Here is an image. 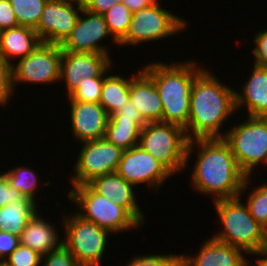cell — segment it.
I'll return each instance as SVG.
<instances>
[{
	"label": "cell",
	"instance_id": "6da1fadb",
	"mask_svg": "<svg viewBox=\"0 0 267 266\" xmlns=\"http://www.w3.org/2000/svg\"><path fill=\"white\" fill-rule=\"evenodd\" d=\"M197 147V148H195ZM197 152L191 184L194 191L205 196L213 195L212 201L235 198L249 189L250 178L238 166L230 146L223 138H199L188 141L186 168L189 158Z\"/></svg>",
	"mask_w": 267,
	"mask_h": 266
},
{
	"label": "cell",
	"instance_id": "7a4b0ae2",
	"mask_svg": "<svg viewBox=\"0 0 267 266\" xmlns=\"http://www.w3.org/2000/svg\"><path fill=\"white\" fill-rule=\"evenodd\" d=\"M235 91L205 68L194 78L187 139L223 138L224 122L236 113Z\"/></svg>",
	"mask_w": 267,
	"mask_h": 266
},
{
	"label": "cell",
	"instance_id": "3957f363",
	"mask_svg": "<svg viewBox=\"0 0 267 266\" xmlns=\"http://www.w3.org/2000/svg\"><path fill=\"white\" fill-rule=\"evenodd\" d=\"M177 63L152 61V63L143 65L142 69L153 79L161 98L162 122L175 124L185 129L190 116L192 84L194 78L205 67L198 65L195 60Z\"/></svg>",
	"mask_w": 267,
	"mask_h": 266
},
{
	"label": "cell",
	"instance_id": "277c9868",
	"mask_svg": "<svg viewBox=\"0 0 267 266\" xmlns=\"http://www.w3.org/2000/svg\"><path fill=\"white\" fill-rule=\"evenodd\" d=\"M241 198L240 195L213 201L223 230L211 237L244 250L248 256L255 255L258 258L267 244V230L251 216Z\"/></svg>",
	"mask_w": 267,
	"mask_h": 266
},
{
	"label": "cell",
	"instance_id": "5b68a950",
	"mask_svg": "<svg viewBox=\"0 0 267 266\" xmlns=\"http://www.w3.org/2000/svg\"><path fill=\"white\" fill-rule=\"evenodd\" d=\"M67 198L77 205L75 212L79 216L112 234L141 226L123 207L99 195L88 184L73 186Z\"/></svg>",
	"mask_w": 267,
	"mask_h": 266
},
{
	"label": "cell",
	"instance_id": "8992f818",
	"mask_svg": "<svg viewBox=\"0 0 267 266\" xmlns=\"http://www.w3.org/2000/svg\"><path fill=\"white\" fill-rule=\"evenodd\" d=\"M188 141L182 127L154 122L141 129L139 145L174 175L186 168Z\"/></svg>",
	"mask_w": 267,
	"mask_h": 266
},
{
	"label": "cell",
	"instance_id": "52a82bcc",
	"mask_svg": "<svg viewBox=\"0 0 267 266\" xmlns=\"http://www.w3.org/2000/svg\"><path fill=\"white\" fill-rule=\"evenodd\" d=\"M63 245L81 266H101L108 245V230L87 221L76 212L62 216ZM65 231V232H64Z\"/></svg>",
	"mask_w": 267,
	"mask_h": 266
},
{
	"label": "cell",
	"instance_id": "ba28073f",
	"mask_svg": "<svg viewBox=\"0 0 267 266\" xmlns=\"http://www.w3.org/2000/svg\"><path fill=\"white\" fill-rule=\"evenodd\" d=\"M223 132L240 169L251 176L260 163L267 165V118L247 116Z\"/></svg>",
	"mask_w": 267,
	"mask_h": 266
},
{
	"label": "cell",
	"instance_id": "9c48e42d",
	"mask_svg": "<svg viewBox=\"0 0 267 266\" xmlns=\"http://www.w3.org/2000/svg\"><path fill=\"white\" fill-rule=\"evenodd\" d=\"M160 5L157 0L150 7L132 13L129 29L118 46H136L144 42L163 40L187 29L186 20Z\"/></svg>",
	"mask_w": 267,
	"mask_h": 266
},
{
	"label": "cell",
	"instance_id": "30bf717a",
	"mask_svg": "<svg viewBox=\"0 0 267 266\" xmlns=\"http://www.w3.org/2000/svg\"><path fill=\"white\" fill-rule=\"evenodd\" d=\"M61 59L59 44L41 42L32 53L12 65L13 88L18 83L48 85L60 82Z\"/></svg>",
	"mask_w": 267,
	"mask_h": 266
},
{
	"label": "cell",
	"instance_id": "8fae6325",
	"mask_svg": "<svg viewBox=\"0 0 267 266\" xmlns=\"http://www.w3.org/2000/svg\"><path fill=\"white\" fill-rule=\"evenodd\" d=\"M74 166L73 186L90 183L94 178L116 172L123 150L105 138L82 143Z\"/></svg>",
	"mask_w": 267,
	"mask_h": 266
},
{
	"label": "cell",
	"instance_id": "7c38bea8",
	"mask_svg": "<svg viewBox=\"0 0 267 266\" xmlns=\"http://www.w3.org/2000/svg\"><path fill=\"white\" fill-rule=\"evenodd\" d=\"M82 9V0H47L34 30L42 42L61 45L71 34Z\"/></svg>",
	"mask_w": 267,
	"mask_h": 266
},
{
	"label": "cell",
	"instance_id": "4fadbf2b",
	"mask_svg": "<svg viewBox=\"0 0 267 266\" xmlns=\"http://www.w3.org/2000/svg\"><path fill=\"white\" fill-rule=\"evenodd\" d=\"M116 172L134 186L145 184L156 190L173 176L157 159L140 145L124 150ZM163 183V184H162ZM159 187V188H158Z\"/></svg>",
	"mask_w": 267,
	"mask_h": 266
},
{
	"label": "cell",
	"instance_id": "5bb4252c",
	"mask_svg": "<svg viewBox=\"0 0 267 266\" xmlns=\"http://www.w3.org/2000/svg\"><path fill=\"white\" fill-rule=\"evenodd\" d=\"M109 36L113 43L119 45L110 33L104 16L83 8L71 34L60 46L62 51L66 52L100 53L110 56L107 46L100 43Z\"/></svg>",
	"mask_w": 267,
	"mask_h": 266
},
{
	"label": "cell",
	"instance_id": "9a60e30c",
	"mask_svg": "<svg viewBox=\"0 0 267 266\" xmlns=\"http://www.w3.org/2000/svg\"><path fill=\"white\" fill-rule=\"evenodd\" d=\"M110 56L100 53L62 51L60 82H65L67 96L87 77H105L113 67Z\"/></svg>",
	"mask_w": 267,
	"mask_h": 266
},
{
	"label": "cell",
	"instance_id": "2e32d148",
	"mask_svg": "<svg viewBox=\"0 0 267 266\" xmlns=\"http://www.w3.org/2000/svg\"><path fill=\"white\" fill-rule=\"evenodd\" d=\"M68 102L73 137L82 143L103 139L110 117L105 109L99 103Z\"/></svg>",
	"mask_w": 267,
	"mask_h": 266
},
{
	"label": "cell",
	"instance_id": "e0dca14e",
	"mask_svg": "<svg viewBox=\"0 0 267 266\" xmlns=\"http://www.w3.org/2000/svg\"><path fill=\"white\" fill-rule=\"evenodd\" d=\"M88 185L99 195L123 207L141 226L144 224L146 217L136 200L135 186L117 172L94 178Z\"/></svg>",
	"mask_w": 267,
	"mask_h": 266
},
{
	"label": "cell",
	"instance_id": "ac0fdd59",
	"mask_svg": "<svg viewBox=\"0 0 267 266\" xmlns=\"http://www.w3.org/2000/svg\"><path fill=\"white\" fill-rule=\"evenodd\" d=\"M238 247L208 238L195 255H181V266H246L250 260Z\"/></svg>",
	"mask_w": 267,
	"mask_h": 266
},
{
	"label": "cell",
	"instance_id": "d6986e66",
	"mask_svg": "<svg viewBox=\"0 0 267 266\" xmlns=\"http://www.w3.org/2000/svg\"><path fill=\"white\" fill-rule=\"evenodd\" d=\"M129 99L146 123L162 122L161 98L153 79L143 69L131 77Z\"/></svg>",
	"mask_w": 267,
	"mask_h": 266
},
{
	"label": "cell",
	"instance_id": "ffe728a7",
	"mask_svg": "<svg viewBox=\"0 0 267 266\" xmlns=\"http://www.w3.org/2000/svg\"><path fill=\"white\" fill-rule=\"evenodd\" d=\"M241 88V93L235 91L236 111L245 106L248 116L267 118V67L254 65Z\"/></svg>",
	"mask_w": 267,
	"mask_h": 266
},
{
	"label": "cell",
	"instance_id": "44dd1931",
	"mask_svg": "<svg viewBox=\"0 0 267 266\" xmlns=\"http://www.w3.org/2000/svg\"><path fill=\"white\" fill-rule=\"evenodd\" d=\"M39 212V210L36 211L29 219L25 230L19 236V243L43 256L60 248L63 245V239L58 236L55 225L45 221Z\"/></svg>",
	"mask_w": 267,
	"mask_h": 266
},
{
	"label": "cell",
	"instance_id": "7402d4cb",
	"mask_svg": "<svg viewBox=\"0 0 267 266\" xmlns=\"http://www.w3.org/2000/svg\"><path fill=\"white\" fill-rule=\"evenodd\" d=\"M36 31L27 26L18 25L16 27L2 30L0 55L12 65L14 59L18 60L32 53L41 43Z\"/></svg>",
	"mask_w": 267,
	"mask_h": 266
},
{
	"label": "cell",
	"instance_id": "603a6c76",
	"mask_svg": "<svg viewBox=\"0 0 267 266\" xmlns=\"http://www.w3.org/2000/svg\"><path fill=\"white\" fill-rule=\"evenodd\" d=\"M37 205L26 198L0 208V230L12 232L19 237L25 230L29 219L38 211L39 205Z\"/></svg>",
	"mask_w": 267,
	"mask_h": 266
},
{
	"label": "cell",
	"instance_id": "cb8c5ba5",
	"mask_svg": "<svg viewBox=\"0 0 267 266\" xmlns=\"http://www.w3.org/2000/svg\"><path fill=\"white\" fill-rule=\"evenodd\" d=\"M131 77L112 75L104 77L99 104L111 116L129 100Z\"/></svg>",
	"mask_w": 267,
	"mask_h": 266
},
{
	"label": "cell",
	"instance_id": "d4e9b609",
	"mask_svg": "<svg viewBox=\"0 0 267 266\" xmlns=\"http://www.w3.org/2000/svg\"><path fill=\"white\" fill-rule=\"evenodd\" d=\"M141 128L132 120L109 117L105 139L123 151L139 145Z\"/></svg>",
	"mask_w": 267,
	"mask_h": 266
},
{
	"label": "cell",
	"instance_id": "484cf974",
	"mask_svg": "<svg viewBox=\"0 0 267 266\" xmlns=\"http://www.w3.org/2000/svg\"><path fill=\"white\" fill-rule=\"evenodd\" d=\"M37 175L38 173L36 174L27 166L14 167L6 172L9 185L36 204L38 201L36 200L37 193L35 192L40 184Z\"/></svg>",
	"mask_w": 267,
	"mask_h": 266
},
{
	"label": "cell",
	"instance_id": "4316f807",
	"mask_svg": "<svg viewBox=\"0 0 267 266\" xmlns=\"http://www.w3.org/2000/svg\"><path fill=\"white\" fill-rule=\"evenodd\" d=\"M18 25L35 29L47 0H9Z\"/></svg>",
	"mask_w": 267,
	"mask_h": 266
},
{
	"label": "cell",
	"instance_id": "83f0119b",
	"mask_svg": "<svg viewBox=\"0 0 267 266\" xmlns=\"http://www.w3.org/2000/svg\"><path fill=\"white\" fill-rule=\"evenodd\" d=\"M103 16L110 33L119 42L129 29L132 12L121 2L116 3Z\"/></svg>",
	"mask_w": 267,
	"mask_h": 266
},
{
	"label": "cell",
	"instance_id": "f1b7e54d",
	"mask_svg": "<svg viewBox=\"0 0 267 266\" xmlns=\"http://www.w3.org/2000/svg\"><path fill=\"white\" fill-rule=\"evenodd\" d=\"M260 185L247 196L246 205L251 216L267 230V182Z\"/></svg>",
	"mask_w": 267,
	"mask_h": 266
},
{
	"label": "cell",
	"instance_id": "f546056e",
	"mask_svg": "<svg viewBox=\"0 0 267 266\" xmlns=\"http://www.w3.org/2000/svg\"><path fill=\"white\" fill-rule=\"evenodd\" d=\"M104 77L84 78L68 96L69 101L99 103Z\"/></svg>",
	"mask_w": 267,
	"mask_h": 266
},
{
	"label": "cell",
	"instance_id": "4dcf8cb0",
	"mask_svg": "<svg viewBox=\"0 0 267 266\" xmlns=\"http://www.w3.org/2000/svg\"><path fill=\"white\" fill-rule=\"evenodd\" d=\"M125 266H181V254H141L131 258Z\"/></svg>",
	"mask_w": 267,
	"mask_h": 266
},
{
	"label": "cell",
	"instance_id": "1f68e13d",
	"mask_svg": "<svg viewBox=\"0 0 267 266\" xmlns=\"http://www.w3.org/2000/svg\"><path fill=\"white\" fill-rule=\"evenodd\" d=\"M41 258L37 251L19 244L4 261L9 266H41Z\"/></svg>",
	"mask_w": 267,
	"mask_h": 266
},
{
	"label": "cell",
	"instance_id": "d6a6232c",
	"mask_svg": "<svg viewBox=\"0 0 267 266\" xmlns=\"http://www.w3.org/2000/svg\"><path fill=\"white\" fill-rule=\"evenodd\" d=\"M12 64L0 55V104H7L13 92Z\"/></svg>",
	"mask_w": 267,
	"mask_h": 266
},
{
	"label": "cell",
	"instance_id": "836d02e7",
	"mask_svg": "<svg viewBox=\"0 0 267 266\" xmlns=\"http://www.w3.org/2000/svg\"><path fill=\"white\" fill-rule=\"evenodd\" d=\"M41 266H81L69 250L62 245L41 258Z\"/></svg>",
	"mask_w": 267,
	"mask_h": 266
},
{
	"label": "cell",
	"instance_id": "e575fe53",
	"mask_svg": "<svg viewBox=\"0 0 267 266\" xmlns=\"http://www.w3.org/2000/svg\"><path fill=\"white\" fill-rule=\"evenodd\" d=\"M25 196L11 187L6 177V171L0 172V208L9 203L25 200Z\"/></svg>",
	"mask_w": 267,
	"mask_h": 266
},
{
	"label": "cell",
	"instance_id": "d590c367",
	"mask_svg": "<svg viewBox=\"0 0 267 266\" xmlns=\"http://www.w3.org/2000/svg\"><path fill=\"white\" fill-rule=\"evenodd\" d=\"M254 65L267 67V28L257 31L254 37Z\"/></svg>",
	"mask_w": 267,
	"mask_h": 266
},
{
	"label": "cell",
	"instance_id": "8d00e7d4",
	"mask_svg": "<svg viewBox=\"0 0 267 266\" xmlns=\"http://www.w3.org/2000/svg\"><path fill=\"white\" fill-rule=\"evenodd\" d=\"M110 117H122V119L132 120L141 129L147 124L130 99Z\"/></svg>",
	"mask_w": 267,
	"mask_h": 266
},
{
	"label": "cell",
	"instance_id": "74e56055",
	"mask_svg": "<svg viewBox=\"0 0 267 266\" xmlns=\"http://www.w3.org/2000/svg\"><path fill=\"white\" fill-rule=\"evenodd\" d=\"M19 244L18 236L12 232L0 230V260L6 259Z\"/></svg>",
	"mask_w": 267,
	"mask_h": 266
},
{
	"label": "cell",
	"instance_id": "f35d334b",
	"mask_svg": "<svg viewBox=\"0 0 267 266\" xmlns=\"http://www.w3.org/2000/svg\"><path fill=\"white\" fill-rule=\"evenodd\" d=\"M18 26L14 10L9 0H0V29H10Z\"/></svg>",
	"mask_w": 267,
	"mask_h": 266
},
{
	"label": "cell",
	"instance_id": "ab89813d",
	"mask_svg": "<svg viewBox=\"0 0 267 266\" xmlns=\"http://www.w3.org/2000/svg\"><path fill=\"white\" fill-rule=\"evenodd\" d=\"M83 8L91 13L103 15L116 3H121L122 0H82Z\"/></svg>",
	"mask_w": 267,
	"mask_h": 266
},
{
	"label": "cell",
	"instance_id": "60d3db41",
	"mask_svg": "<svg viewBox=\"0 0 267 266\" xmlns=\"http://www.w3.org/2000/svg\"><path fill=\"white\" fill-rule=\"evenodd\" d=\"M157 0H122V3L134 13L136 11L150 7ZM161 1V0H160Z\"/></svg>",
	"mask_w": 267,
	"mask_h": 266
},
{
	"label": "cell",
	"instance_id": "b9f144b4",
	"mask_svg": "<svg viewBox=\"0 0 267 266\" xmlns=\"http://www.w3.org/2000/svg\"><path fill=\"white\" fill-rule=\"evenodd\" d=\"M258 257L259 258L256 259L260 262L261 266H267V244L265 245L261 254Z\"/></svg>",
	"mask_w": 267,
	"mask_h": 266
},
{
	"label": "cell",
	"instance_id": "7bdbcfd3",
	"mask_svg": "<svg viewBox=\"0 0 267 266\" xmlns=\"http://www.w3.org/2000/svg\"><path fill=\"white\" fill-rule=\"evenodd\" d=\"M246 266H261L260 262L256 259V264L249 262Z\"/></svg>",
	"mask_w": 267,
	"mask_h": 266
},
{
	"label": "cell",
	"instance_id": "ee69618b",
	"mask_svg": "<svg viewBox=\"0 0 267 266\" xmlns=\"http://www.w3.org/2000/svg\"><path fill=\"white\" fill-rule=\"evenodd\" d=\"M0 266H9L4 260L0 261Z\"/></svg>",
	"mask_w": 267,
	"mask_h": 266
},
{
	"label": "cell",
	"instance_id": "f6af8a7d",
	"mask_svg": "<svg viewBox=\"0 0 267 266\" xmlns=\"http://www.w3.org/2000/svg\"><path fill=\"white\" fill-rule=\"evenodd\" d=\"M2 30L0 29V47H1Z\"/></svg>",
	"mask_w": 267,
	"mask_h": 266
}]
</instances>
